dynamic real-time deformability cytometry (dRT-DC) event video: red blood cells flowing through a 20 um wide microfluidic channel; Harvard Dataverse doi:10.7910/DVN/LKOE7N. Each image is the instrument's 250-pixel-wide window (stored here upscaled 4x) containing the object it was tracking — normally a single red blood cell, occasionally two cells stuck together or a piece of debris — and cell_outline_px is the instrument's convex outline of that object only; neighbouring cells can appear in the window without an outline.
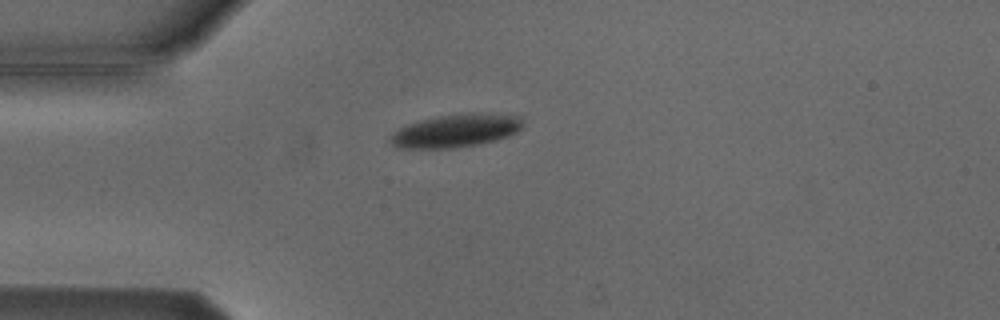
{"species": "Egyptian fruit bat (a non-hibernating species)", "species_latin": "Rousettus aegyptiacus", "temperature_condition": "cold", "stored_images_in_passage": 1, "camera_frame_rate_fps": 3000, "um_per_image_px": 0.085, "animal": {"sex": "male"}, "frame": {"image": 1, "passage_image": 1, "time_ms": 0.0, "image_size_px": [1000, 320], "cell_outline_px": [[524, 124], [516, 132], [508, 136], [496, 140], [476, 144], [452, 148], [396, 148], [388, 140], [388, 136], [392, 132], [404, 124], [440, 116], [468, 112], [472, 112], [524, 116]], "centroid_in_image_um": [38.72, 11.1], "position_along_channel_um": 46.3, "area_um2": 25.84}}